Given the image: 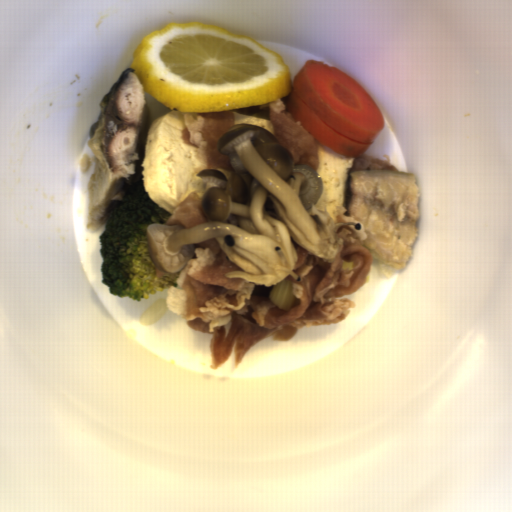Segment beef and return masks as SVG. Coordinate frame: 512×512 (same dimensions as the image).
I'll return each instance as SVG.
<instances>
[{"mask_svg": "<svg viewBox=\"0 0 512 512\" xmlns=\"http://www.w3.org/2000/svg\"><path fill=\"white\" fill-rule=\"evenodd\" d=\"M184 127L181 138L189 144L204 168L219 169L228 179L232 177L234 169L230 163V156L223 155L218 150V142L232 127L236 126V119L232 111H218L207 113H188L182 115Z\"/></svg>", "mask_w": 512, "mask_h": 512, "instance_id": "835553da", "label": "beef"}, {"mask_svg": "<svg viewBox=\"0 0 512 512\" xmlns=\"http://www.w3.org/2000/svg\"><path fill=\"white\" fill-rule=\"evenodd\" d=\"M258 106L268 111L273 136L290 152L294 164L308 165L319 175V140L294 118L280 98Z\"/></svg>", "mask_w": 512, "mask_h": 512, "instance_id": "3709a7b0", "label": "beef"}, {"mask_svg": "<svg viewBox=\"0 0 512 512\" xmlns=\"http://www.w3.org/2000/svg\"><path fill=\"white\" fill-rule=\"evenodd\" d=\"M342 246L332 261L301 247L291 237L297 251L295 273L284 277L291 283L294 303L289 310L272 302L273 285L264 286L240 277H227L242 271L232 262L219 242L207 239L192 245L193 255L181 268L178 283L165 293V304L191 330L211 335L209 369L215 371L233 355L235 370L250 349L267 338L286 342L299 329L343 322L355 309L353 295L370 276L374 257L364 244L363 221L347 215V208L336 206Z\"/></svg>", "mask_w": 512, "mask_h": 512, "instance_id": "33117281", "label": "beef"}, {"mask_svg": "<svg viewBox=\"0 0 512 512\" xmlns=\"http://www.w3.org/2000/svg\"><path fill=\"white\" fill-rule=\"evenodd\" d=\"M202 200L203 197L193 190L174 208L173 214L168 217L165 225H181L185 230L208 221Z\"/></svg>", "mask_w": 512, "mask_h": 512, "instance_id": "2567d371", "label": "beef"}]
</instances>
